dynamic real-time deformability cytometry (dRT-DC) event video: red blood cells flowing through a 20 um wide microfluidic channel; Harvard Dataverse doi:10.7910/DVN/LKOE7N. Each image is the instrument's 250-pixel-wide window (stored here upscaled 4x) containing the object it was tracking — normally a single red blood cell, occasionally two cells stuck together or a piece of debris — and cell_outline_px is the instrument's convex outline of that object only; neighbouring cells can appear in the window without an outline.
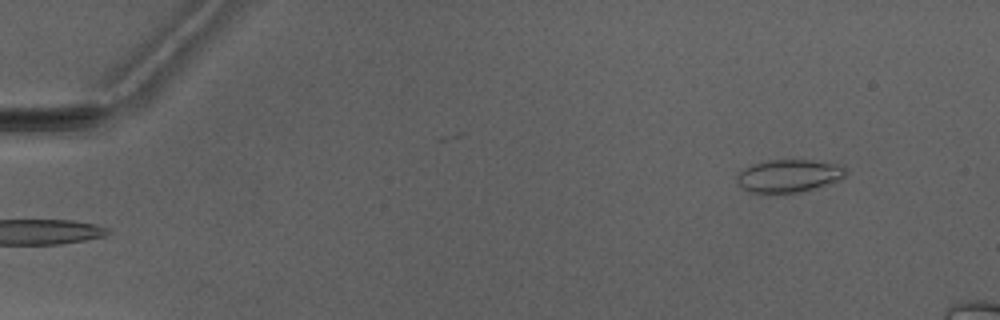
{"species": "Egyptian fruit bat (a non-hibernating species)", "species_latin": "Rousettus aegyptiacus", "temperature_condition": "warm", "stored_images_in_passage": 5, "camera_frame_rate_fps": 3000, "um_per_image_px": 0.085, "animal": {"sex": "male"}, "frame": {"image": 1, "passage_image": 5, "time_ms": 4.667, "image_size_px": [1000, 320], "cell_outline_px": [[848, 172], [840, 180], [800, 192], [748, 192], [736, 180], [736, 176], [744, 168], [752, 164], [768, 160], [812, 160], [840, 164]], "centroid_in_image_um": [67.07, 14.93], "position_along_channel_um": 17.9, "area_um2": 20.58}}